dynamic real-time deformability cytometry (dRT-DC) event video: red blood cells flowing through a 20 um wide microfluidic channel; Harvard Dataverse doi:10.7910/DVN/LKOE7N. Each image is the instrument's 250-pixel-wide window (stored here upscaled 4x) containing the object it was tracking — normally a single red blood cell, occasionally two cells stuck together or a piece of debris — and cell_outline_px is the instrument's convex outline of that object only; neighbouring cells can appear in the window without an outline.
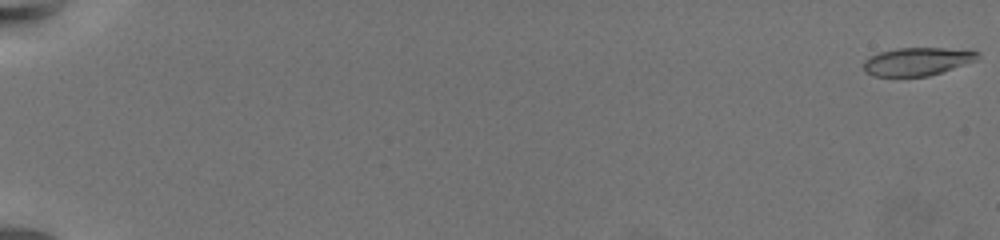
{"species": "common noctule bat (a hibernating species)", "species_latin": "Nyctalus noctula", "temperature_condition": "warm", "stored_images_in_passage": 66, "camera_frame_rate_fps": 3000, "um_per_image_px": 0.085, "animal": {"sex": "female", "body_mass_g": 19.5, "forearm_length_mm": 54.1}, "frame": {"image": 1, "passage_image": 1, "time_ms": 0.0, "image_size_px": [1000, 240], "cell_outline_px": [[980, 56], [976, 60], [928, 76], [872, 76], [864, 68], [864, 60], [868, 56], [880, 52], [896, 48], [944, 48], [980, 52]], "centroid_in_image_um": [77.93, 5.22], "position_along_channel_um": 7.1, "area_um2": 18.38}}
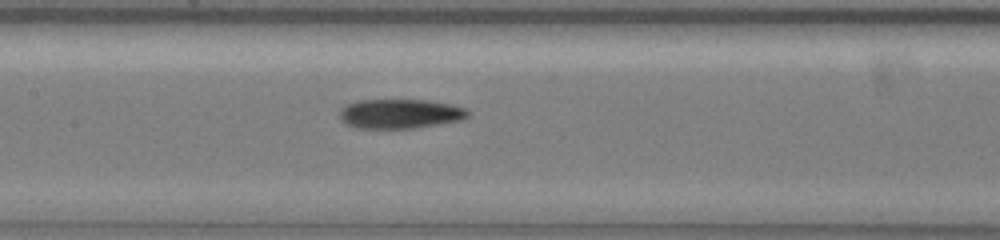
{"frame": {"image": 2, "passage_image": 36, "time_ms": 11.667, "image_size_px": [1000, 240], "cell_outline_px": [[468, 116], [460, 120], [416, 128], [356, 128], [344, 124], [340, 116], [340, 108], [344, 104], [356, 100], [428, 100], [448, 104], [464, 108], [468, 112]], "centroid_in_image_um": [33.92, 9.67], "position_along_channel_um": 173.5, "area_um2": 22.02}}
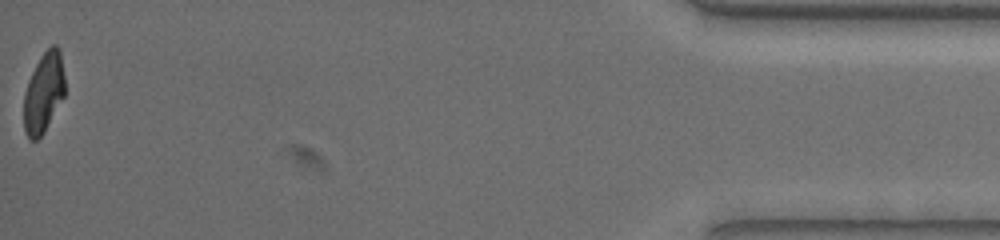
{"frame": {"image": 3, "passage_image": 66, "time_ms": 21.667, "image_size_px": [1000, 240], "cell_outline_px": [[64, 96], [44, 132], [36, 140], [28, 140], [24, 128], [24, 92], [28, 80], [40, 56], [52, 44], [56, 44], [60, 48], [64, 76]], "centroid_in_image_um": [3.7, 7.86], "position_along_channel_um": 431.5, "area_um2": 19.19}, "authors_computed_cell_mechanics": {"area_um2": 20.5479, "velocity_mm_per_s": 3.3905, "shape_relaxation_time_tau1_ms": null, "shape_relaxation_time_tau2_ms": 4.0867, "deformation_change_tau1": null, "deformation_change_tau2": 0.111}}